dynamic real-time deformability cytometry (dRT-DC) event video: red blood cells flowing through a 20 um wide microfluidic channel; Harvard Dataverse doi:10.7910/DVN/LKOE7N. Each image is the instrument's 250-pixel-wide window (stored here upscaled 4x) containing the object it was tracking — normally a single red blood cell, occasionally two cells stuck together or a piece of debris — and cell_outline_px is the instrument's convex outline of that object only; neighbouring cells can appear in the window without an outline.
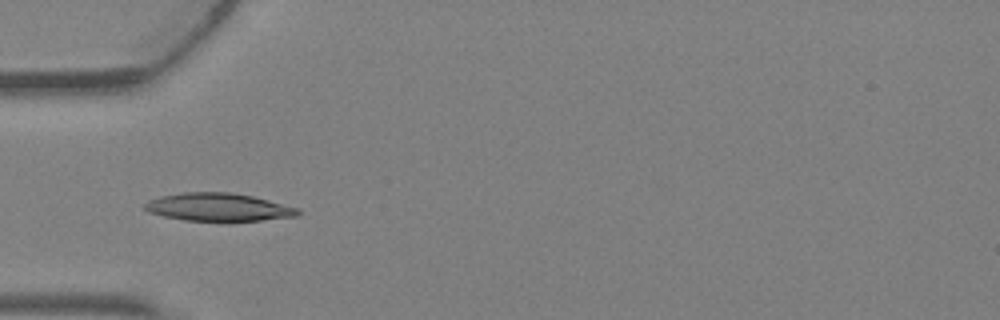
{"species": "Egyptian fruit bat (a non-hibernating species)", "species_latin": "Rousettus aegyptiacus", "temperature_condition": "warm", "stored_images_in_passage": 4, "camera_frame_rate_fps": 3000, "um_per_image_px": 0.085, "animal": {"sex": "female"}, "frame": {"image": 1, "passage_image": 4, "time_ms": 1.0, "image_size_px": [1000, 320], "cell_outline_px": [[300, 216], [260, 220], [184, 220], [164, 216], [148, 212], [144, 208], [144, 204], [148, 200], [160, 196], [184, 192], [232, 192], [252, 196], [300, 208]], "centroid_in_image_um": [18.57, 17.59], "position_along_channel_um": 66.4, "area_um2": 24.8}}